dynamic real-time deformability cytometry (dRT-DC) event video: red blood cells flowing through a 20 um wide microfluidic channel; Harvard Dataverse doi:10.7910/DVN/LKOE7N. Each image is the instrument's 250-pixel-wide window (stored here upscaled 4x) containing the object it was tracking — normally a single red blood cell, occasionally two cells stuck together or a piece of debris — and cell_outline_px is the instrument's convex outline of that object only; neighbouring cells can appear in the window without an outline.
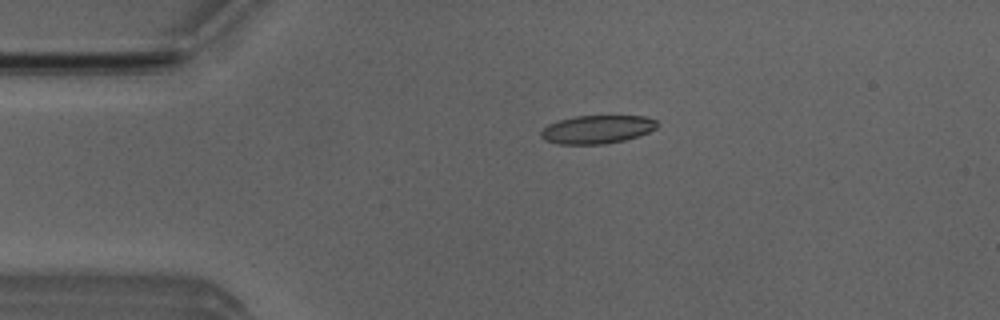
{"species": "Egyptian fruit bat (a non-hibernating species)", "species_latin": "Rousettus aegyptiacus", "temperature_condition": "room temperature", "stored_images_in_passage": 47, "camera_frame_rate_fps": 3000, "um_per_image_px": 0.085, "animal": {"sex": "male"}, "frame": {"image": 1, "passage_image": 6, "time_ms": 1.667, "image_size_px": [1000, 320], "cell_outline_px": [[660, 124], [656, 128], [648, 132], [624, 140], [604, 144], [560, 144], [544, 140], [540, 136], [540, 132], [548, 124], [560, 120], [576, 116], [644, 116], [656, 120]], "centroid_in_image_um": [50.75, 11.0], "position_along_channel_um": 34.2, "area_um2": 19.07}}
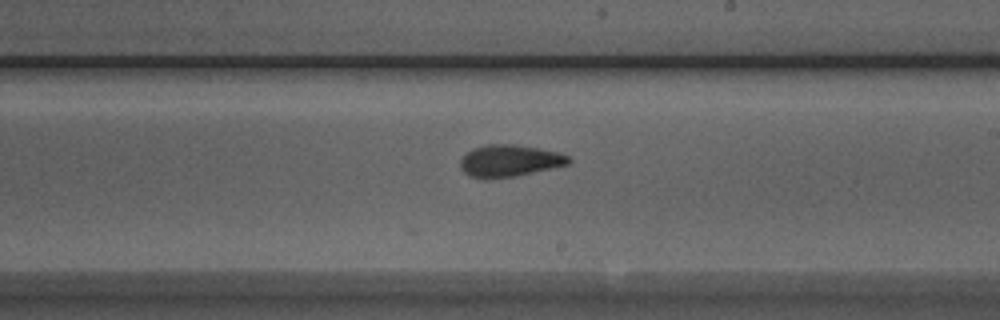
{"frame": {"image": 2, "passage_image": 25, "time_ms": 8.0, "image_size_px": [1000, 320], "cell_outline_px": [[572, 160], [568, 164], [516, 176], [488, 180], [468, 176], [460, 168], [460, 160], [472, 148], [484, 144], [512, 144], [560, 152], [568, 156]], "centroid_in_image_um": [43.26, 13.68], "position_along_channel_um": 245.7, "area_um2": 20.29}}
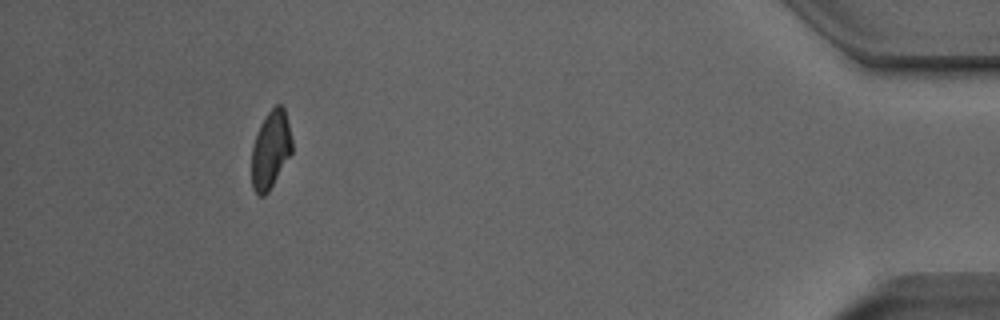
{"frame": {"image": 3, "passage_image": 43, "time_ms": 14.0, "image_size_px": [1000, 320], "cell_outline_px": [[292, 152], [268, 192], [264, 196], [256, 196], [252, 188], [252, 148], [260, 124], [268, 112], [276, 104], [280, 104], [284, 108], [292, 140]], "centroid_in_image_um": [22.99, 12.75], "position_along_channel_um": 412.2, "area_um2": 18.15}, "authors_computed_cell_mechanics": {"area_um2": 19.5942, "velocity_mm_per_s": 3.9149, "shape_relaxation_time_tau1_ms": 7.2983, "shape_relaxation_time_tau2_ms": 2.1015, "deformation_change_tau1": 0.1629, "deformation_change_tau2": 0.0866}}